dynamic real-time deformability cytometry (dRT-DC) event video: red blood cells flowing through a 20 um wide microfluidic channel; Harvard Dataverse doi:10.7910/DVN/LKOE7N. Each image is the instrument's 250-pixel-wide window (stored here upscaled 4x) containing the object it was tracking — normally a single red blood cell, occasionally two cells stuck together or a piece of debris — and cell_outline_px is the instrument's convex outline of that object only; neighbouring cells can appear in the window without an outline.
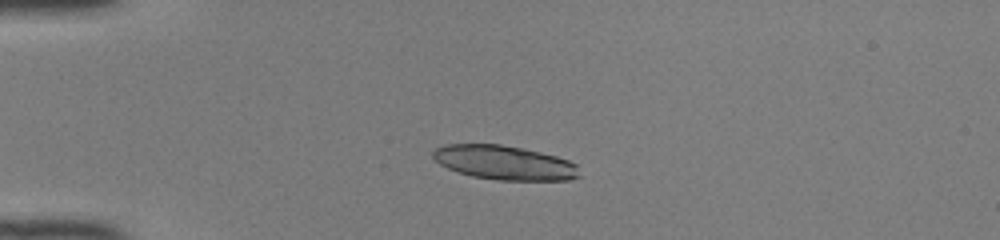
{"species": "common noctule bat (a hibernating species)", "species_latin": "Nyctalus noctula", "temperature_condition": "room temperature", "stored_images_in_passage": 47, "camera_frame_rate_fps": 3000, "um_per_image_px": 0.085, "animal": {"sex": "female", "body_mass_g": 22.0, "forearm_length_mm": 56.7}, "frame": {"image": 1, "passage_image": 11, "time_ms": 3.333, "image_size_px": [1000, 240], "cell_outline_px": [[580, 176], [568, 180], [500, 180], [472, 176], [448, 168], [440, 164], [432, 156], [432, 152], [436, 148], [444, 144], [500, 144], [540, 152], [556, 156], [568, 160], [576, 164]], "centroid_in_image_um": [42.87, 13.82], "position_along_channel_um": 42.1, "area_um2": 28.96}}